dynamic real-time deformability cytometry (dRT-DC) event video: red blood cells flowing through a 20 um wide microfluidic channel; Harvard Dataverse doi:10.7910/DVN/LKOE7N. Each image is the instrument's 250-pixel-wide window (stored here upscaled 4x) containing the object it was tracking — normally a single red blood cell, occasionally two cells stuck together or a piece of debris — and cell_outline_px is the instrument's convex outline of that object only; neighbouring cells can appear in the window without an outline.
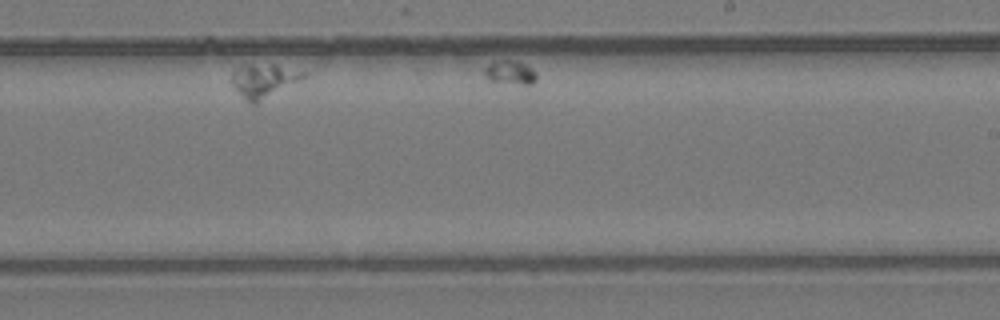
{"species": "common noctule bat (a hibernating species)", "species_latin": "Nyctalus noctula", "temperature_condition": "room temperature", "stored_images_in_passage": 11, "camera_frame_rate_fps": 3000, "um_per_image_px": 0.085, "animal": {"sex": "female", "body_mass_g": 24.6, "forearm_length_mm": 56.2}, "frame": {"image": 1, "passage_image": 8, "time_ms": 2.333, "image_size_px": [1000, 320], "cell_outline_px": [[308, 76], [256, 104], [252, 104], [232, 84], [232, 76], [240, 68], [248, 64], [276, 64], [304, 72]], "centroid_in_image_um": [22.48, 6.84], "position_along_channel_um": 266.5, "area_um2": 13.58}}
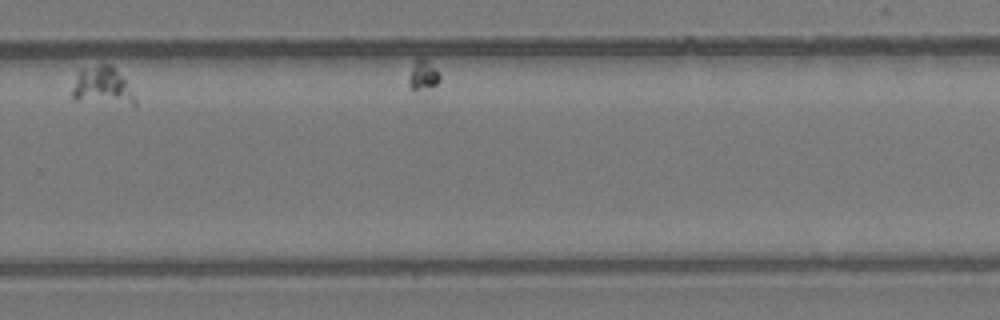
{"frame": {"image": 2, "passage_image": 10, "time_ms": 3.0, "image_size_px": [1000, 320], "cell_outline_px": [[136, 108], [76, 100], [72, 96], [72, 88], [80, 68], [100, 64], [108, 64], [124, 80], [136, 100]], "centroid_in_image_um": [8.7, 7.39], "position_along_channel_um": 321.1, "area_um2": 14.05}}